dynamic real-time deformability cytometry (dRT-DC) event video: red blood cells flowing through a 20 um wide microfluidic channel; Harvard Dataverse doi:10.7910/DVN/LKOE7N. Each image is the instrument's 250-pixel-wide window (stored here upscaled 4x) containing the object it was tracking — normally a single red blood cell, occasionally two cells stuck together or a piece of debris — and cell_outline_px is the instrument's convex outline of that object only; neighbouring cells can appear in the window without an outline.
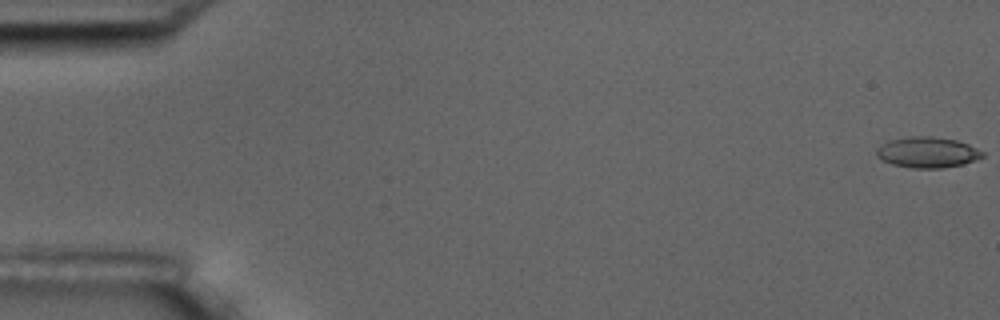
{"species": "common noctule bat (a hibernating species)", "species_latin": "Nyctalus noctula", "temperature_condition": "room temperature", "stored_images_in_passage": 5, "camera_frame_rate_fps": 3000, "um_per_image_px": 0.085, "animal": {"sex": "male", "body_mass_g": 17.5, "forearm_length_mm": 52.3}, "frame": {"image": 1, "passage_image": 1, "time_ms": 0.0, "image_size_px": [1000, 320], "cell_outline_px": [[984, 156], [964, 164], [944, 168], [912, 168], [892, 164], [876, 156], [876, 148], [888, 140], [908, 136], [932, 136], [956, 140], [968, 144], [984, 152]], "centroid_in_image_um": [78.82, 12.94], "position_along_channel_um": 6.2, "area_um2": 19.07}}
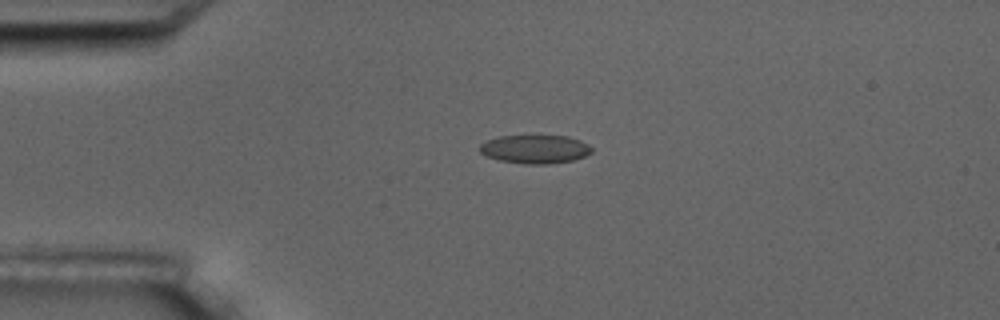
{"frame": {"image": 2, "passage_image": 4, "time_ms": 4.333, "image_size_px": [1000, 320], "cell_outline_px": [[592, 152], [584, 156], [572, 160], [548, 164], [524, 164], [500, 160], [488, 156], [480, 152], [480, 144], [488, 140], [500, 136], [568, 136], [580, 140], [588, 144], [592, 148]], "centroid_in_image_um": [45.5, 12.68], "position_along_channel_um": 39.5, "area_um2": 18.44}}